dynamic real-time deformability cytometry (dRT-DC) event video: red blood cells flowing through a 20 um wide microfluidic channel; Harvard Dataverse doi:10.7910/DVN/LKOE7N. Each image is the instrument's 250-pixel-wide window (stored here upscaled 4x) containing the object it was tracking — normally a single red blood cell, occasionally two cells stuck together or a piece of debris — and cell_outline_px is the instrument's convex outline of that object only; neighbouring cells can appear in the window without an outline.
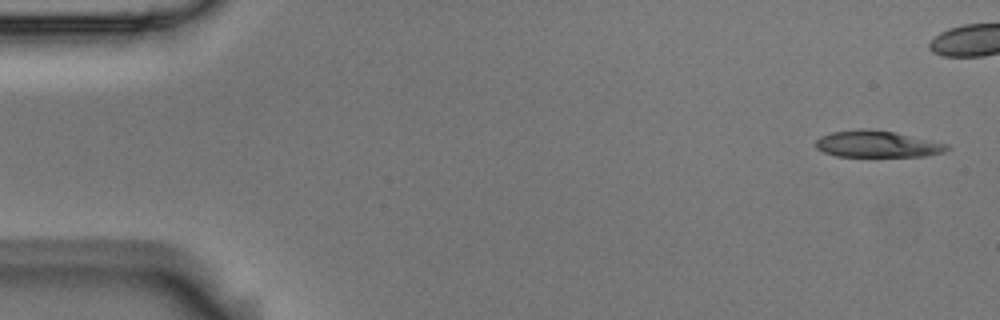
{"species": "Egyptian fruit bat (a non-hibernating species)", "species_latin": "Rousettus aegyptiacus", "temperature_condition": "room temperature", "stored_images_in_passage": 4, "camera_frame_rate_fps": 3000, "um_per_image_px": 0.085, "animal": {"sex": "male"}, "frame": {"image": 1, "passage_image": 1, "time_ms": 0.0, "image_size_px": [1000, 320], "cell_outline_px": [[952, 148], [944, 152], [924, 156], [836, 156], [824, 152], [816, 148], [816, 140], [820, 136], [832, 132], [860, 128], [868, 128], [896, 132], [932, 140], [948, 144]], "centroid_in_image_um": [74.58, 12.23], "position_along_channel_um": 10.4, "area_um2": 20.52}}